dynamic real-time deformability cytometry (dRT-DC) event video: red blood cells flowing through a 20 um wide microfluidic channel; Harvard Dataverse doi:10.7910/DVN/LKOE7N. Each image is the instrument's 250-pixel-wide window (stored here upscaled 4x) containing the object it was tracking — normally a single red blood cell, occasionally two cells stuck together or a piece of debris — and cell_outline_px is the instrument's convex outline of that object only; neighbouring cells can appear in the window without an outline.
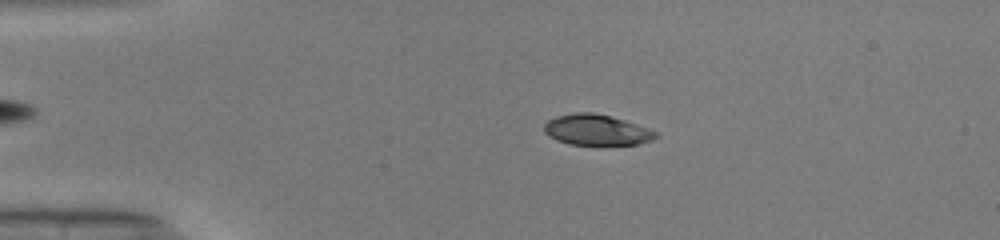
{"species": "common noctule bat (a hibernating species)", "species_latin": "Nyctalus noctula", "temperature_condition": "warm", "stored_images_in_passage": 46, "camera_frame_rate_fps": 3000, "um_per_image_px": 0.085, "animal": {"sex": "male", "body_mass_g": 19.0, "forearm_length_mm": 50.8}, "frame": {"image": 1, "passage_image": 10, "time_ms": 3.0, "image_size_px": [1000, 240], "cell_outline_px": [[656, 136], [652, 140], [640, 144], [568, 144], [544, 132], [544, 124], [548, 120], [556, 116], [580, 112], [592, 112], [608, 116], [656, 132]], "centroid_in_image_um": [50.65, 11.04], "position_along_channel_um": 34.4, "area_um2": 19.13}}
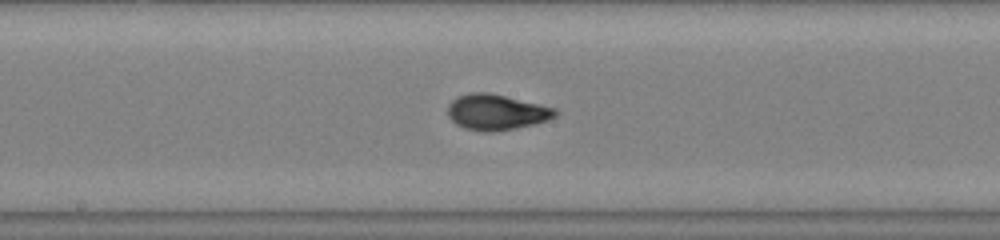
{"frame": {"image": 2, "passage_image": 26, "time_ms": 8.333, "image_size_px": [1000, 240], "cell_outline_px": [[556, 116], [532, 124], [516, 128], [492, 132], [484, 132], [464, 128], [456, 124], [448, 116], [448, 104], [456, 96], [472, 92], [488, 92], [556, 108]], "centroid_in_image_um": [42.13, 9.53], "position_along_channel_um": 206.1, "area_um2": 22.14}}
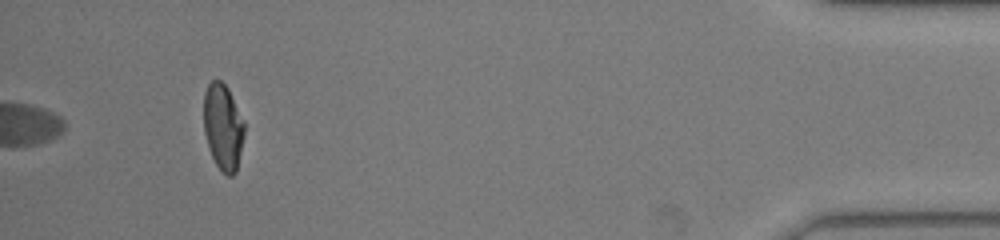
{"frame": {"image": 3, "passage_image": 46, "time_ms": 15.0, "image_size_px": [1000, 240], "cell_outline_px": [[244, 136], [236, 172], [232, 176], [228, 176], [220, 172], [212, 156], [204, 132], [204, 92], [208, 84], [212, 80], [220, 80], [228, 88], [244, 124]], "centroid_in_image_um": [18.95, 10.81], "position_along_channel_um": 416.3, "area_um2": 20.23}, "authors_computed_cell_mechanics": {"area_um2": 21.0681, "velocity_mm_per_s": 4.11, "shape_relaxation_time_tau1_ms": 4.0505, "shape_relaxation_time_tau2_ms": null, "deformation_change_tau1": 0.2031, "deformation_change_tau2": null}}